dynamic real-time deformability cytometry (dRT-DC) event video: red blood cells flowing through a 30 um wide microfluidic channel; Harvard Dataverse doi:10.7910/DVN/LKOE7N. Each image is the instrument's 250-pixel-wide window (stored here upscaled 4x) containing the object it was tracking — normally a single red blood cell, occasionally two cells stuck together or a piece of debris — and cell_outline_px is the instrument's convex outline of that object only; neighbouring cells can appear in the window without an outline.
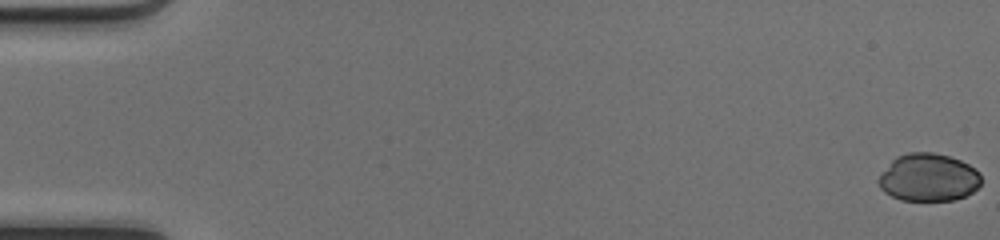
{"species": "common noctule bat (a hibernating species)", "species_latin": "Nyctalus noctula", "temperature_condition": "cold", "stored_images_in_passage": 51, "camera_frame_rate_fps": 3000, "um_per_image_px": 0.085, "animal": {"sex": "female", "body_mass_g": 17.0, "forearm_length_mm": 48.0}, "frame": {"image": 1, "passage_image": 1, "time_ms": 0.0, "image_size_px": [1000, 240], "cell_outline_px": [[980, 184], [972, 192], [964, 196], [952, 200], [900, 200], [884, 192], [880, 188], [876, 180], [892, 160], [896, 156], [908, 152], [932, 152], [948, 156], [960, 160], [976, 168], [980, 172]], "centroid_in_image_um": [78.9, 15.08], "position_along_channel_um": 6.1, "area_um2": 28.55}}
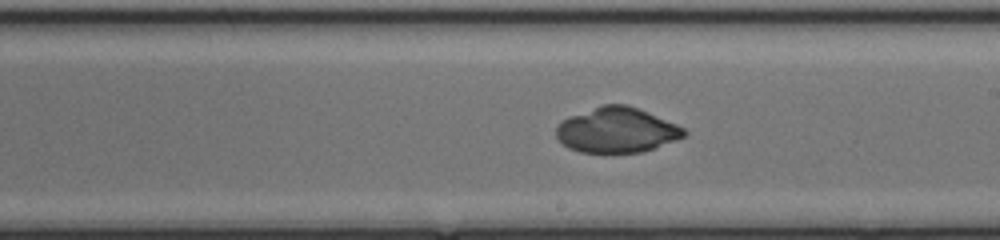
{"frame": {"image": 2, "passage_image": 30, "time_ms": 9.667, "image_size_px": [1000, 240], "cell_outline_px": [[688, 132], [684, 136], [676, 140], [640, 152], [580, 152], [568, 148], [556, 136], [556, 128], [564, 120], [572, 116], [604, 104], [624, 104], [636, 108], [676, 124], [684, 128]], "centroid_in_image_um": [52.43, 11.07], "position_along_channel_um": 236.6, "area_um2": 32.83}}
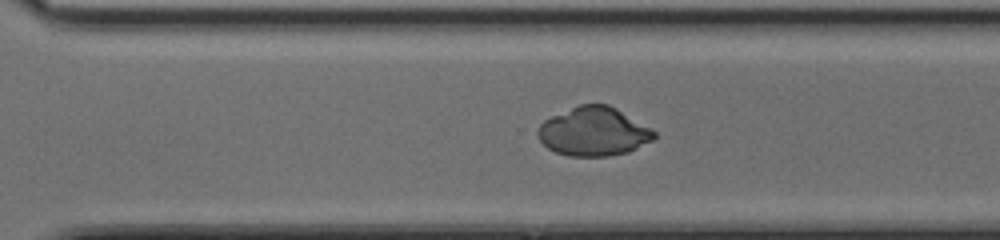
{"frame": {"image": 3, "passage_image": 36, "time_ms": 11.667, "image_size_px": [1000, 240], "cell_outline_px": [[656, 136], [652, 140], [628, 152], [608, 156], [568, 156], [556, 152], [548, 148], [540, 140], [536, 132], [540, 124], [544, 120], [552, 116], [580, 104], [608, 104], [616, 108], [652, 128], [656, 132]], "centroid_in_image_um": [50.46, 11.18], "position_along_channel_um": 320.1, "area_um2": 33.0}}